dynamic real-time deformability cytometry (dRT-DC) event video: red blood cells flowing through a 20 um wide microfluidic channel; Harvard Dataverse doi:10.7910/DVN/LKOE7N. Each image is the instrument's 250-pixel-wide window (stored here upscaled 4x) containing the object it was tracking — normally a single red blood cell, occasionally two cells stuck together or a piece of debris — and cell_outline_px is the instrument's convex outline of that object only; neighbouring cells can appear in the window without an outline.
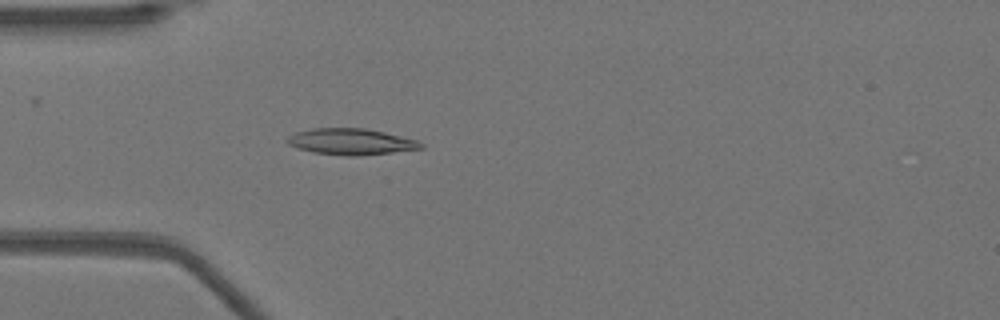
{"species": "Egyptian fruit bat (a non-hibernating species)", "species_latin": "Rousettus aegyptiacus", "temperature_condition": "warm", "stored_images_in_passage": 16, "camera_frame_rate_fps": 3000, "um_per_image_px": 0.085, "animal": {"sex": "female"}, "frame": {"image": 1, "passage_image": 15, "time_ms": 4.667, "image_size_px": [1000, 320], "cell_outline_px": [[424, 148], [392, 152], [356, 156], [348, 156], [312, 152], [296, 148], [288, 144], [288, 136], [296, 132], [312, 128], [364, 128], [384, 132], [416, 140], [424, 144]], "centroid_in_image_um": [29.82, 12.04], "position_along_channel_um": 55.2, "area_um2": 20.29}}